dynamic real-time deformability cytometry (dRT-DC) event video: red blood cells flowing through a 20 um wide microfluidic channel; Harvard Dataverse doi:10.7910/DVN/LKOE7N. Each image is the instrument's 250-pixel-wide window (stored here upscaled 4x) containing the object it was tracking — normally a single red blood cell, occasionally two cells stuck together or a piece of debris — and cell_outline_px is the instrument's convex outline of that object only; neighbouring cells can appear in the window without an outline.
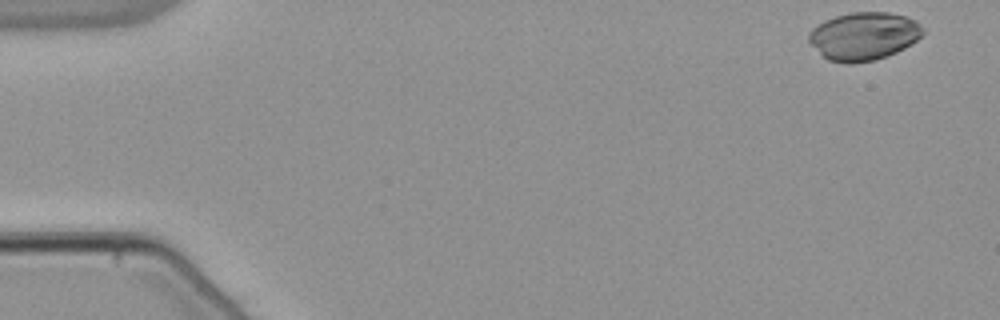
{"species": "common noctule bat (a hibernating species)", "species_latin": "Nyctalus noctula", "temperature_condition": "warm", "stored_images_in_passage": 52, "camera_frame_rate_fps": 3000, "um_per_image_px": 0.085, "animal": {"sex": "male", "body_mass_g": 21.5, "forearm_length_mm": 52.0}, "frame": {"image": 1, "passage_image": 1, "time_ms": 0.0, "image_size_px": [1000, 320], "cell_outline_px": [[924, 32], [916, 40], [904, 48], [896, 52], [876, 60], [848, 64], [828, 60], [808, 40], [808, 32], [812, 28], [824, 20], [836, 16], [852, 12], [888, 12], [904, 16], [916, 20], [924, 28]], "centroid_in_image_um": [73.42, 3.06], "position_along_channel_um": 11.6, "area_um2": 31.79}}
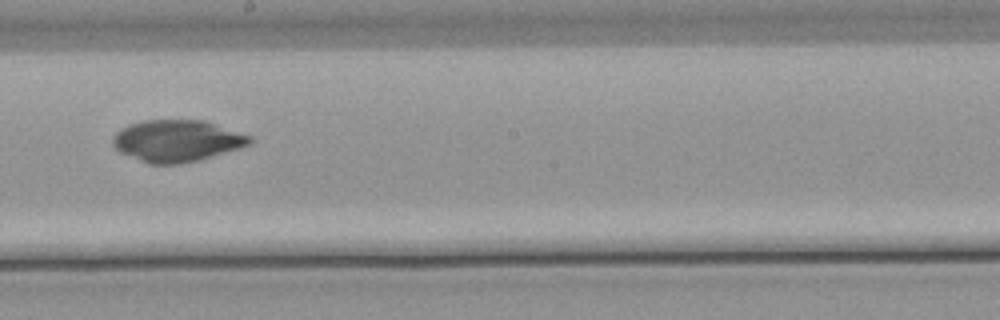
{"frame": {"image": 2, "passage_image": 29, "time_ms": 9.333, "image_size_px": [1000, 320], "cell_outline_px": [[256, 140], [252, 144], [240, 148], [200, 160], [180, 164], [148, 164], [120, 152], [112, 144], [112, 136], [120, 128], [128, 124], [144, 120], [204, 120], [252, 136]], "centroid_in_image_um": [15.06, 11.97], "position_along_channel_um": 233.1, "area_um2": 33.7}}
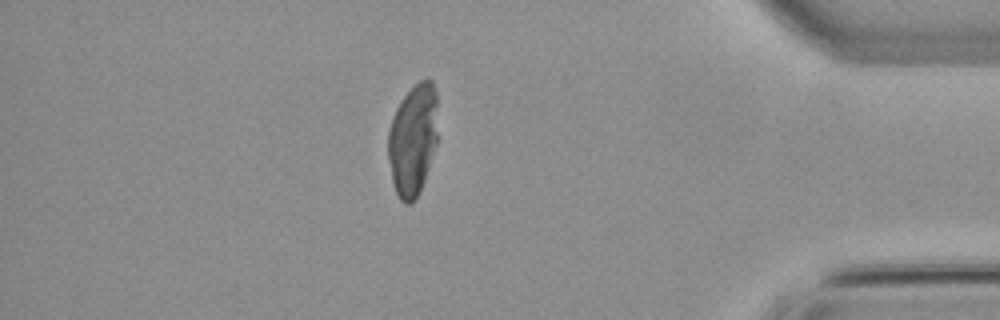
{"frame": {"image": 3, "passage_image": 45, "time_ms": 14.667, "image_size_px": [1000, 320], "cell_outline_px": [[436, 144], [424, 180], [412, 204], [404, 204], [400, 200], [396, 192], [392, 180], [388, 160], [388, 132], [392, 116], [400, 100], [420, 80], [428, 76], [432, 80], [436, 92]], "centroid_in_image_um": [35.07, 11.85], "position_along_channel_um": 400.1, "area_um2": 32.19}}